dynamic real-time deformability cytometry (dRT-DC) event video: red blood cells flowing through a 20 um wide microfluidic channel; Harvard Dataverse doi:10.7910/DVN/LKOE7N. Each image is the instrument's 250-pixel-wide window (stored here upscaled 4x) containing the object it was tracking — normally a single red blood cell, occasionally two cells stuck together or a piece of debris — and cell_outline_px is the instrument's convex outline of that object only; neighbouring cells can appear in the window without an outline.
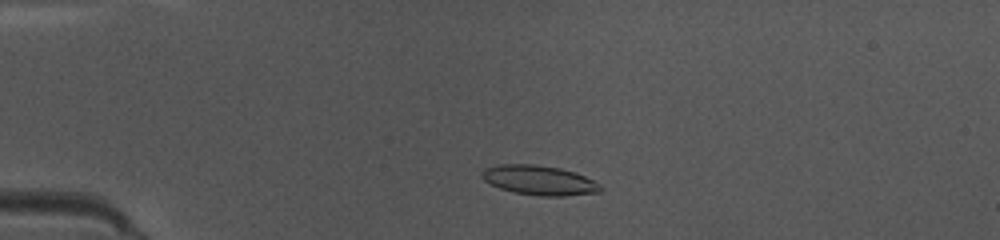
{"species": "common noctule bat (a hibernating species)", "species_latin": "Nyctalus noctula", "temperature_condition": "warm", "stored_images_in_passage": 49, "camera_frame_rate_fps": 3000, "um_per_image_px": 0.085, "animal": {"sex": "female", "body_mass_g": 10.0, "forearm_length_mm": 53.1}, "frame": {"image": 1, "passage_image": 12, "time_ms": 3.667, "image_size_px": [1000, 240], "cell_outline_px": [[600, 192], [564, 196], [540, 196], [512, 192], [500, 188], [484, 180], [480, 176], [480, 172], [484, 168], [500, 164], [536, 164], [560, 168], [576, 172], [600, 184]], "centroid_in_image_um": [45.8, 15.31], "position_along_channel_um": 39.2, "area_um2": 20.52}}
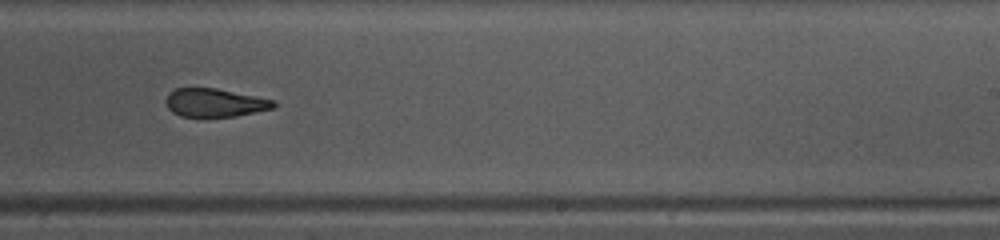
{"frame": {"image": 2, "passage_image": 31, "time_ms": 10.0, "image_size_px": [1000, 240], "cell_outline_px": [[276, 108], [236, 116], [180, 116], [172, 112], [168, 108], [164, 100], [168, 92], [176, 88], [216, 88], [276, 100]], "centroid_in_image_um": [18.26, 8.72], "position_along_channel_um": 270.7, "area_um2": 17.92}}
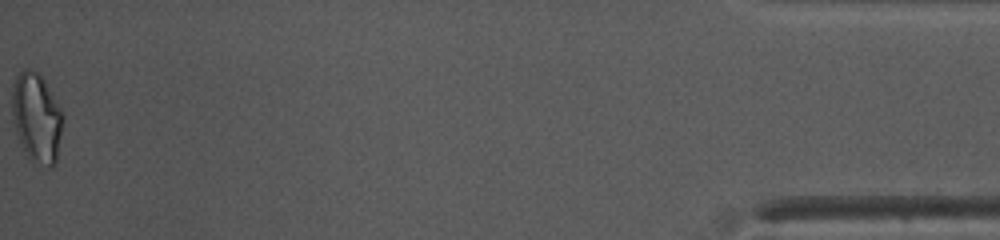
{"frame": {"image": 3, "passage_image": 49, "time_ms": 16.0, "image_size_px": [1000, 240], "cell_outline_px": [[64, 116], [56, 164], [52, 168], [48, 168], [32, 164], [24, 152], [20, 144], [12, 120], [12, 84], [16, 76], [24, 68], [32, 68], [44, 80], [60, 108]], "centroid_in_image_um": [3.1, 10.07], "position_along_channel_um": 432.1, "area_um2": 27.05}, "authors_computed_cell_mechanics": {"area_um2": 19.5942, "velocity_mm_per_s": 4.1665, "shape_relaxation_time_tau1_ms": null, "shape_relaxation_time_tau2_ms": 2.6955, "deformation_change_tau1": null, "deformation_change_tau2": 0.0946}}